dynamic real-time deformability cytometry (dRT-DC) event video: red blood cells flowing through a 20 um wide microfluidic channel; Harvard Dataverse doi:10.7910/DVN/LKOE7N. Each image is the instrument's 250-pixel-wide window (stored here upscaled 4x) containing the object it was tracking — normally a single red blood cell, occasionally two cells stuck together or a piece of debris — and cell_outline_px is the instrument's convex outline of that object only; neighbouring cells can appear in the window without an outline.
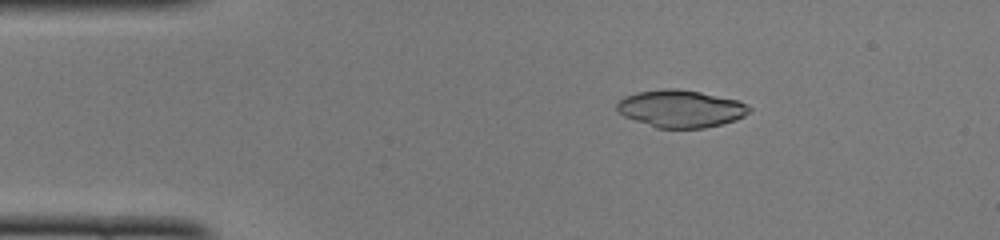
{"species": "common noctule bat (a hibernating species)", "species_latin": "Nyctalus noctula", "temperature_condition": "cold", "stored_images_in_passage": 47, "camera_frame_rate_fps": 3000, "um_per_image_px": 0.085, "animal": {"sex": "female", "body_mass_g": 22.0, "forearm_length_mm": 56.7}, "frame": {"image": 1, "passage_image": 7, "time_ms": 2.0, "image_size_px": [1000, 240], "cell_outline_px": [[752, 108], [744, 116], [736, 120], [704, 128], [656, 128], [624, 116], [616, 108], [616, 104], [624, 96], [636, 92], [668, 88], [676, 88], [700, 92], [740, 100], [748, 104]], "centroid_in_image_um": [57.88, 9.23], "position_along_channel_um": 27.1, "area_um2": 28.9}}